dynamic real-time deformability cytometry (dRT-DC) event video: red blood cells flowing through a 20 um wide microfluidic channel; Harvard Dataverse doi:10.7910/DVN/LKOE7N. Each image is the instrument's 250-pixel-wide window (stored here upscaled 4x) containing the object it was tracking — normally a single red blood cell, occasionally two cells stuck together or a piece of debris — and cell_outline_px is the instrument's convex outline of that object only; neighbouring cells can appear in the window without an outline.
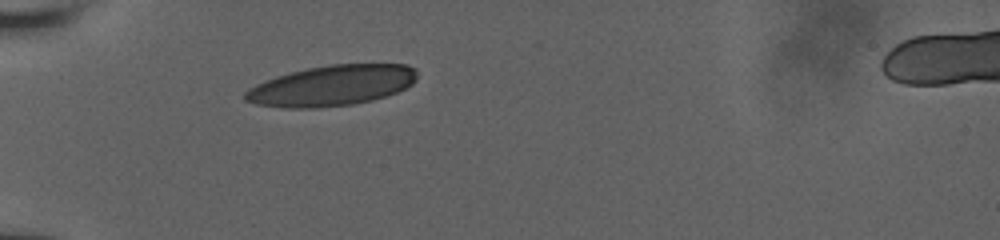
{"species": "human", "species_latin": "Homo sapiens", "temperature_condition": "room temperature", "stored_images_in_passage": 30, "camera_frame_rate_fps": 3000, "um_per_image_px": 0.085, "donor": {"sex": "male"}, "frame": {"image": 1, "passage_image": 1, "time_ms": 0.0, "image_size_px": [1000, 240], "cell_outline_px": [[416, 80], [412, 84], [396, 92], [372, 100], [352, 104], [312, 108], [284, 108], [256, 104], [244, 100], [244, 92], [248, 88], [264, 80], [276, 76], [308, 68], [332, 64], [408, 64], [416, 68]], "centroid_in_image_um": [28.18, 7.27], "position_along_channel_um": 56.8, "area_um2": 40.58}}
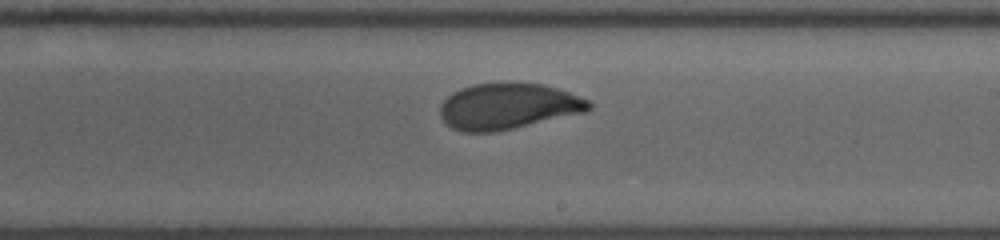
{"frame": {"image": 2, "passage_image": 17, "time_ms": 5.333, "image_size_px": [1000, 240], "cell_outline_px": [[592, 108], [584, 112], [496, 132], [460, 132], [452, 128], [440, 116], [440, 104], [452, 92], [460, 88], [472, 84], [544, 84], [568, 92], [588, 100], [592, 104]], "centroid_in_image_um": [43.15, 9.05], "position_along_channel_um": 245.9, "area_um2": 39.42}}
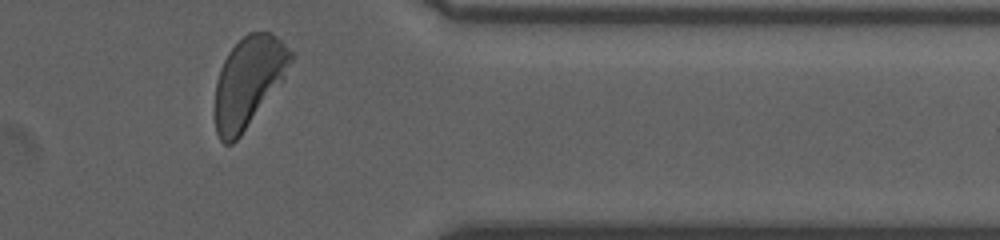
{"frame": {"image": 3, "passage_image": 29, "time_ms": 9.333, "image_size_px": [1000, 240], "cell_outline_px": [[292, 60], [284, 80], [240, 136], [232, 144], [224, 144], [220, 140], [216, 132], [216, 80], [220, 68], [228, 52], [248, 32], [272, 32], [292, 52]], "centroid_in_image_um": [21.13, 6.94], "position_along_channel_um": 390.3, "area_um2": 39.54}, "authors_computed_cell_mechanics": {"area_um2": 40.4022, "velocity_mm_per_s": 3.8628, "shape_relaxation_time_tau1_ms": 4.4357, "shape_relaxation_time_tau2_ms": 0.7808, "deformation_change_tau1": 0.1625, "deformation_change_tau2": 0.0572}}